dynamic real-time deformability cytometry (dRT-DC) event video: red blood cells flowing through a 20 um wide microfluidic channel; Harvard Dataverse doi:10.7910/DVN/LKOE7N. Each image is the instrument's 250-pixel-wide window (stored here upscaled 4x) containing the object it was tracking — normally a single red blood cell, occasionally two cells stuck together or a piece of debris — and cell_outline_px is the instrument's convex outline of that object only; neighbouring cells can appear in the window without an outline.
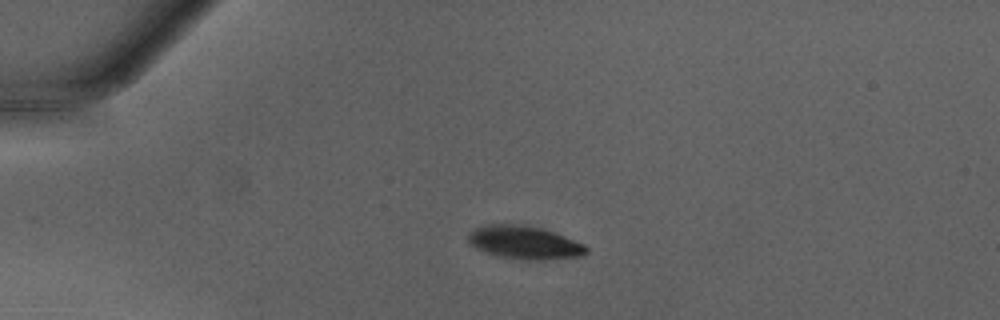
{"species": "Egyptian fruit bat (a non-hibernating species)", "species_latin": "Rousettus aegyptiacus", "temperature_condition": "warm", "stored_images_in_passage": 38, "camera_frame_rate_fps": 3000, "um_per_image_px": 0.085, "animal": {"sex": "male"}, "frame": {"image": 1, "passage_image": 1, "time_ms": 0.0, "image_size_px": [1000, 320], "cell_outline_px": [[588, 252], [580, 256], [544, 260], [520, 260], [500, 256], [484, 252], [476, 248], [468, 240], [468, 236], [476, 228], [484, 224], [520, 224], [540, 228], [564, 236], [584, 244], [588, 248]], "centroid_in_image_um": [44.58, 20.62], "position_along_channel_um": 40.4, "area_um2": 22.66}}
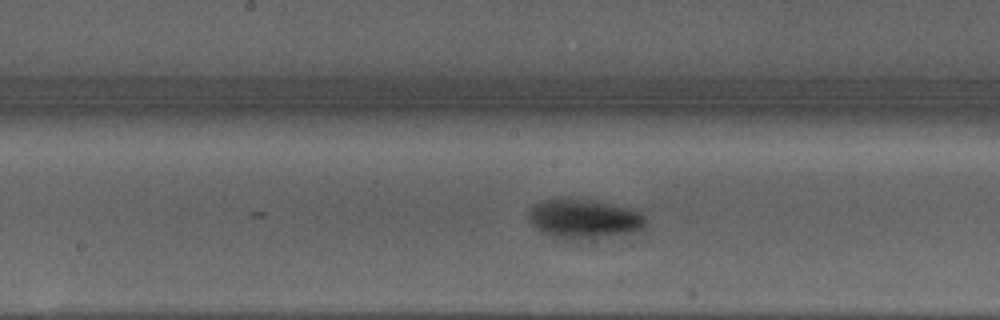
{"frame": {"image": 2, "passage_image": 15, "time_ms": 4.667, "image_size_px": [1000, 320], "cell_outline_px": [[644, 228], [632, 232], [592, 244], [564, 240], [548, 236], [536, 228], [528, 220], [528, 212], [532, 204], [544, 200], [560, 196], [588, 200], [640, 208], [644, 216]], "centroid_in_image_um": [49.66, 18.65], "position_along_channel_um": 198.5, "area_um2": 29.02}}
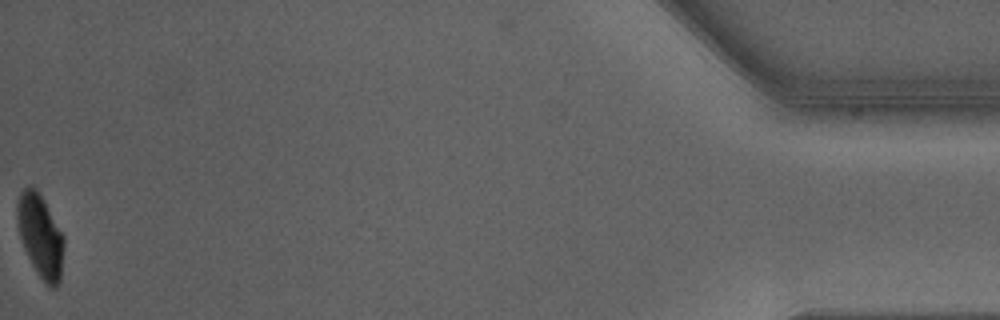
{"frame": {"image": 3, "passage_image": 38, "time_ms": 12.333, "image_size_px": [1000, 320], "cell_outline_px": [[64, 244], [60, 280], [56, 288], [48, 288], [36, 272], [24, 248], [20, 236], [16, 216], [16, 204], [20, 192], [28, 184], [32, 184], [36, 188], [64, 236]], "centroid_in_image_um": [3.42, 20.05], "position_along_channel_um": 431.8, "area_um2": 22.6}, "authors_computed_cell_mechanics": {"area_um2": 27.166, "velocity_mm_per_s": 4.2508, "shape_relaxation_time_tau1_ms": 2.0372, "shape_relaxation_time_tau2_ms": null, "deformation_change_tau1": 0.1272, "deformation_change_tau2": null}}